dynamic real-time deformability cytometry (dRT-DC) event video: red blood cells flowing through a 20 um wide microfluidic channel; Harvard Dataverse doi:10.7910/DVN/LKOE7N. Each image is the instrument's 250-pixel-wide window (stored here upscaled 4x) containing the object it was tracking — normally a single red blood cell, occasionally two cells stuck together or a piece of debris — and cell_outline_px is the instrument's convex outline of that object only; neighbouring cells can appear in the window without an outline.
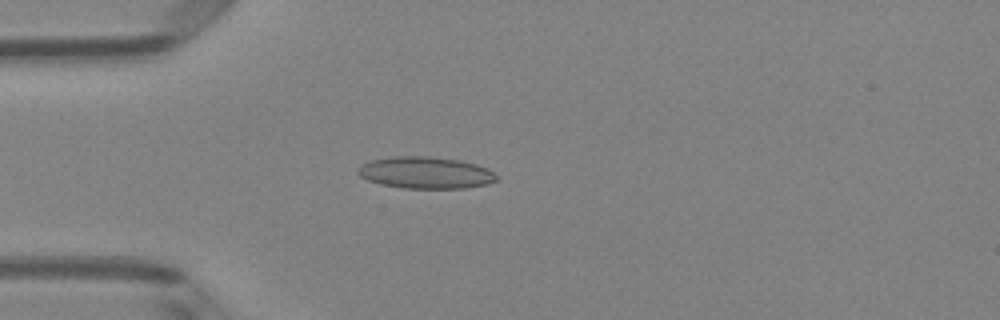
{"species": "Egyptian fruit bat (a non-hibernating species)", "species_latin": "Rousettus aegyptiacus", "temperature_condition": "room temperature", "stored_images_in_passage": 40, "camera_frame_rate_fps": 3000, "um_per_image_px": 0.085, "animal": {"sex": "female"}, "frame": {"image": 1, "passage_image": 4, "time_ms": 1.0, "image_size_px": [1000, 320], "cell_outline_px": [[500, 176], [496, 180], [484, 184], [464, 188], [404, 188], [380, 184], [368, 180], [360, 176], [356, 172], [356, 168], [372, 160], [392, 156], [428, 156], [460, 160], [476, 164], [488, 168]], "centroid_in_image_um": [36.17, 14.67], "position_along_channel_um": 48.8, "area_um2": 25.72}}
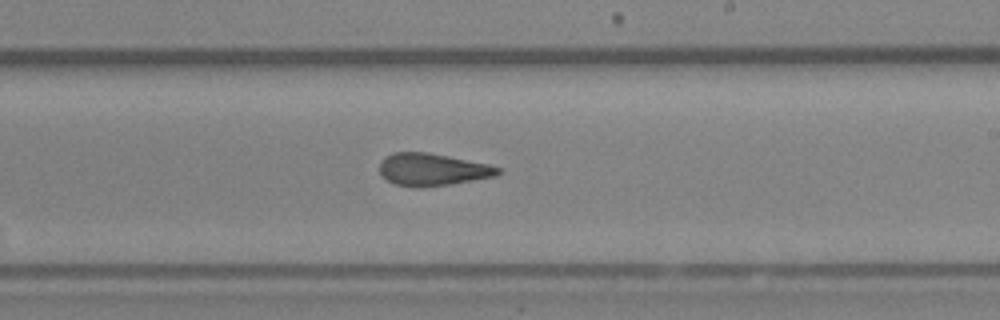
{"frame": {"image": 2, "passage_image": 20, "time_ms": 6.333, "image_size_px": [1000, 320], "cell_outline_px": [[500, 172], [496, 176], [448, 184], [420, 188], [416, 188], [396, 184], [388, 180], [380, 172], [380, 164], [384, 156], [392, 152], [428, 152], [488, 164], [500, 168]], "centroid_in_image_um": [36.73, 14.4], "position_along_channel_um": 252.3, "area_um2": 22.14}}
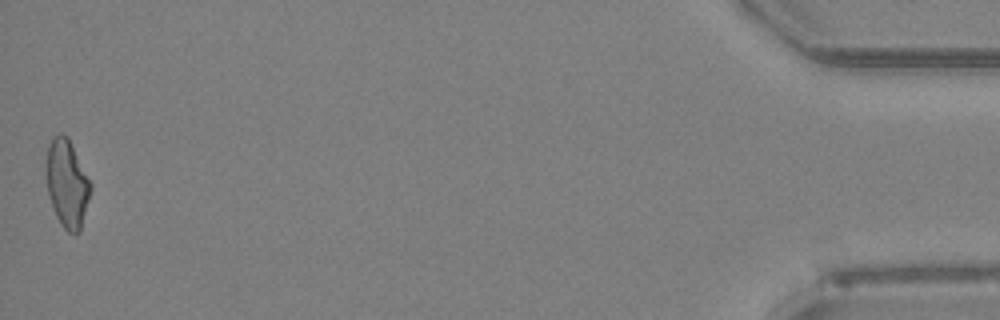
{"frame": {"image": 3, "passage_image": 40, "time_ms": 13.0, "image_size_px": [1000, 320], "cell_outline_px": [[92, 188], [80, 232], [76, 236], [68, 232], [60, 224], [56, 216], [48, 192], [44, 172], [44, 164], [48, 144], [52, 136], [60, 132], [68, 136], [92, 184]], "centroid_in_image_um": [5.68, 15.57], "position_along_channel_um": 429.5, "area_um2": 23.35}, "authors_computed_cell_mechanics": {"area_um2": 22.6287, "velocity_mm_per_s": 4.0598, "shape_relaxation_time_tau1_ms": null, "shape_relaxation_time_tau2_ms": 2.6444, "deformation_change_tau1": null, "deformation_change_tau2": 0.1098}}